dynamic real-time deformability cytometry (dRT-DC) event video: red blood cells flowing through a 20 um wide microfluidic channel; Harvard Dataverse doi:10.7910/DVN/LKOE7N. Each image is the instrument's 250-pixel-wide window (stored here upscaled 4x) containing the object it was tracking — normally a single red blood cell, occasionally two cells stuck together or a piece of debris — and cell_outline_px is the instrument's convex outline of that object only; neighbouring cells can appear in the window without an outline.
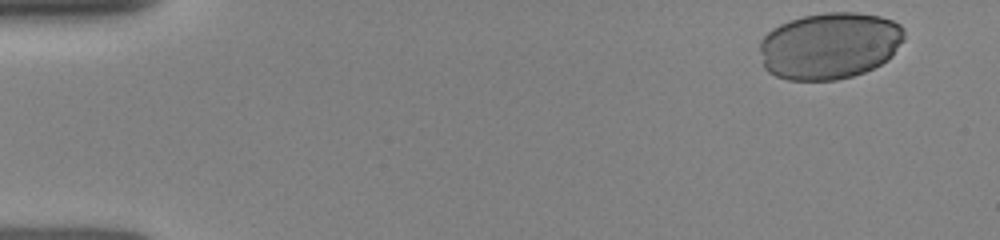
{"species": "human", "species_latin": "Homo sapiens", "temperature_condition": "room temperature", "stored_images_in_passage": 34, "camera_frame_rate_fps": 3000, "um_per_image_px": 0.085, "donor": {"sex": "female"}, "frame": {"image": 1, "passage_image": 1, "time_ms": 0.0, "image_size_px": [1000, 240], "cell_outline_px": [[904, 40], [892, 56], [888, 60], [864, 72], [852, 76], [836, 80], [788, 80], [776, 76], [768, 72], [764, 68], [760, 48], [760, 40], [772, 28], [780, 24], [804, 16], [828, 12], [856, 12], [880, 16], [892, 20], [900, 24], [904, 28]], "centroid_in_image_um": [70.53, 3.88], "position_along_channel_um": 14.5, "area_um2": 56.41}}